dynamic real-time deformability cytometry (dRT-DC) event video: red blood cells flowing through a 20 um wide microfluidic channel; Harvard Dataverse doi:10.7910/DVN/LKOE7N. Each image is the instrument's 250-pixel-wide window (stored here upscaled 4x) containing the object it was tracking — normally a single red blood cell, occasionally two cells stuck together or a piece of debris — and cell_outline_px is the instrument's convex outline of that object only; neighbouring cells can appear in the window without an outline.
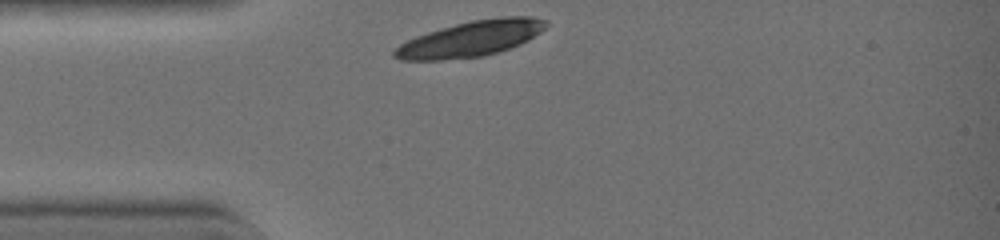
{"species": "common noctule bat (a hibernating species)", "species_latin": "Nyctalus noctula", "temperature_condition": "warm", "stored_images_in_passage": 27, "camera_frame_rate_fps": 3000, "um_per_image_px": 0.085, "animal": {"sex": "female", "body_mass_g": 19.0, "forearm_length_mm": 51.5}, "frame": {"image": 1, "passage_image": 1, "time_ms": 0.0, "image_size_px": [1000, 240], "cell_outline_px": [[548, 24], [540, 32], [528, 40], [520, 44], [496, 52], [480, 56], [440, 60], [400, 60], [392, 56], [392, 52], [400, 44], [416, 36], [440, 28], [472, 20], [500, 16], [532, 16], [548, 20]], "centroid_in_image_um": [40.02, 3.28], "position_along_channel_um": 45.0, "area_um2": 31.27}}
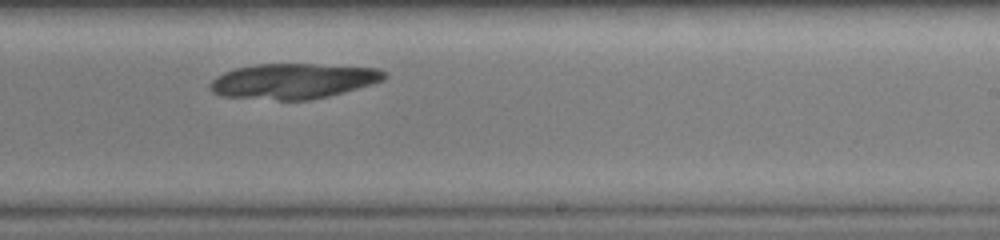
{"frame": {"image": 2, "passage_image": 17, "time_ms": 5.333, "image_size_px": [1000, 240], "cell_outline_px": [[388, 76], [384, 80], [372, 84], [344, 92], [312, 100], [276, 100], [220, 96], [212, 92], [208, 88], [208, 84], [216, 76], [224, 72], [236, 68], [256, 64], [316, 64], [380, 68]], "centroid_in_image_um": [24.91, 6.89], "position_along_channel_um": 264.1, "area_um2": 36.13}}
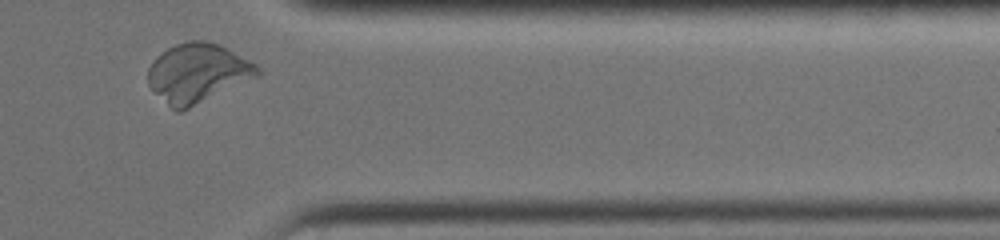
{"frame": {"image": 3, "passage_image": 26, "time_ms": 8.333, "image_size_px": [1000, 240], "cell_outline_px": [[260, 72], [256, 76], [180, 112], [176, 112], [148, 84], [148, 68], [152, 60], [156, 56], [168, 48], [176, 44], [188, 40], [208, 40], [220, 44], [228, 48], [256, 64], [260, 68]], "centroid_in_image_um": [16.77, 6.16], "position_along_channel_um": 394.6, "area_um2": 37.17}}